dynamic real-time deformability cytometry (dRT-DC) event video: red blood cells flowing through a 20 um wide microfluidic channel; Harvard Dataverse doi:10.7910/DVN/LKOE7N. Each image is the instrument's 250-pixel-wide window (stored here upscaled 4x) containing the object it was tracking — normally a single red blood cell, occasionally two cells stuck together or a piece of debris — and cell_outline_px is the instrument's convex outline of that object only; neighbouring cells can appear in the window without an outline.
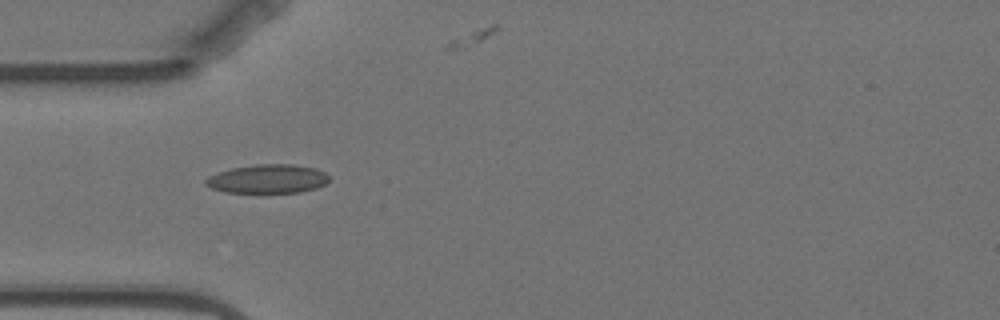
{"species": "Egyptian fruit bat (a non-hibernating species)", "species_latin": "Rousettus aegyptiacus", "temperature_condition": "warm", "stored_images_in_passage": 2, "camera_frame_rate_fps": 3000, "um_per_image_px": 0.085, "animal": {"sex": "female"}, "frame": {"image": 1, "passage_image": 2, "time_ms": 1.333, "image_size_px": [1000, 320], "cell_outline_px": [[328, 180], [324, 184], [316, 188], [300, 192], [260, 196], [224, 192], [212, 188], [204, 184], [204, 180], [208, 176], [232, 168], [256, 164], [292, 164], [316, 168], [324, 172], [328, 176]], "centroid_in_image_um": [22.71, 15.26], "position_along_channel_um": 62.3, "area_um2": 21.68}}